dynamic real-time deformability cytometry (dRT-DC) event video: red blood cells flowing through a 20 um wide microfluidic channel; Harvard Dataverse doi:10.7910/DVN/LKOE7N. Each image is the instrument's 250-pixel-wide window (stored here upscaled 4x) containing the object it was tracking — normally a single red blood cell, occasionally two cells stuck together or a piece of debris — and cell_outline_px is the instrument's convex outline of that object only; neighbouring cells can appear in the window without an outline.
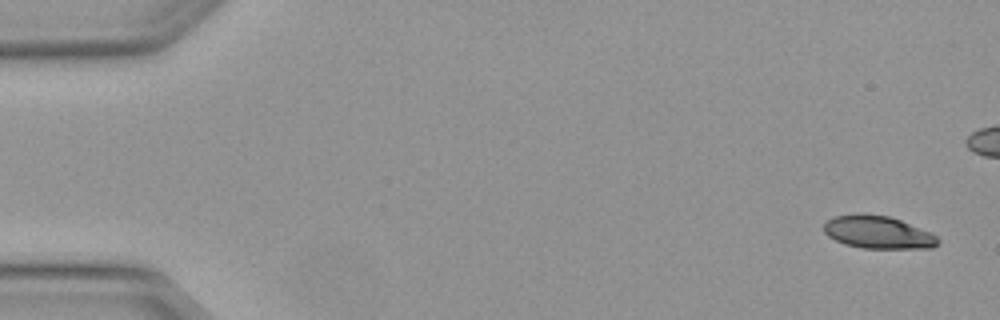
{"species": "Egyptian fruit bat (a non-hibernating species)", "species_latin": "Rousettus aegyptiacus", "temperature_condition": "warm", "stored_images_in_passage": 5, "camera_frame_rate_fps": 3000, "um_per_image_px": 0.085, "animal": {"sex": "female"}, "frame": {"image": 1, "passage_image": 1, "time_ms": 0.0, "image_size_px": [1000, 320], "cell_outline_px": [[940, 240], [932, 248], [864, 248], [844, 244], [828, 236], [824, 232], [824, 224], [828, 220], [836, 216], [860, 212], [864, 212], [888, 216], [900, 220], [932, 232]], "centroid_in_image_um": [74.62, 19.73], "position_along_channel_um": 10.4, "area_um2": 21.85}}